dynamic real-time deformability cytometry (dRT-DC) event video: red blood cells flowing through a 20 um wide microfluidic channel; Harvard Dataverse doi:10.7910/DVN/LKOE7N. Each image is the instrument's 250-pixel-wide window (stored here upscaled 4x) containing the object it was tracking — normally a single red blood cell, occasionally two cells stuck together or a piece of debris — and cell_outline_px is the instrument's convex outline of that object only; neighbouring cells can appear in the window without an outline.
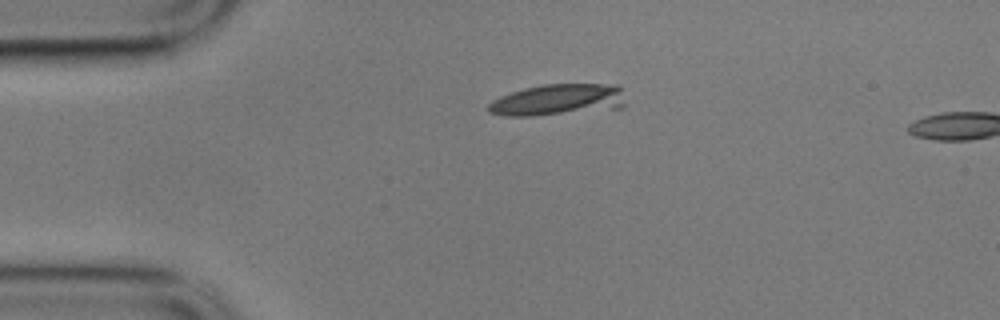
{"species": "common noctule bat (a hibernating species)", "species_latin": "Nyctalus noctula", "temperature_condition": "cold", "stored_images_in_passage": 2, "camera_frame_rate_fps": 3000, "um_per_image_px": 0.085, "animal": {"sex": "male", "body_mass_g": 17.9}, "frame": {"image": 1, "passage_image": 1, "time_ms": 0.0, "image_size_px": [1000, 320], "cell_outline_px": [[624, 108], [532, 116], [504, 116], [488, 112], [488, 104], [492, 100], [500, 96], [524, 88], [544, 84], [616, 84], [620, 88], [624, 104]], "centroid_in_image_um": [47.4, 8.49], "position_along_channel_um": 37.6, "area_um2": 25.14}}